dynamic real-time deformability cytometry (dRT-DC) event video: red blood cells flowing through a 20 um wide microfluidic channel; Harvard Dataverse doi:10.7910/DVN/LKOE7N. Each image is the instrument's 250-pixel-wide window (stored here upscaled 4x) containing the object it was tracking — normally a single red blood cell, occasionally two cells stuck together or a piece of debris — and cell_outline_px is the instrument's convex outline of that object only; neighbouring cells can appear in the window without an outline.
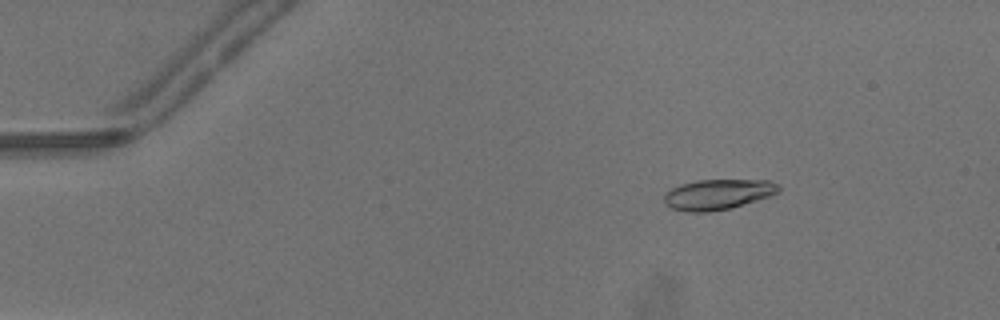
{"species": "common noctule bat (a hibernating species)", "species_latin": "Nyctalus noctula", "temperature_condition": "warm", "stored_images_in_passage": 37, "camera_frame_rate_fps": 3000, "um_per_image_px": 0.085, "animal": {"sex": "male", "body_mass_g": 13.3}, "frame": {"image": 1, "passage_image": 8, "time_ms": 2.333, "image_size_px": [1000, 320], "cell_outline_px": [[780, 192], [772, 196], [728, 208], [708, 212], [684, 212], [672, 208], [664, 204], [664, 196], [672, 188], [680, 184], [696, 180], [768, 180], [780, 184]], "centroid_in_image_um": [61.04, 16.52], "position_along_channel_um": 24.0, "area_um2": 20.35}}
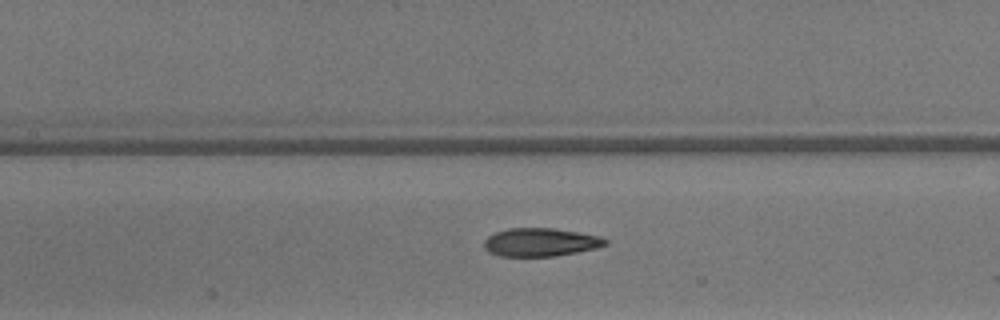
{"frame": {"image": 2, "passage_image": 24, "time_ms": 7.667, "image_size_px": [1000, 320], "cell_outline_px": [[608, 244], [596, 248], [556, 256], [500, 256], [488, 252], [484, 248], [484, 240], [488, 236], [496, 232], [508, 228], [552, 228], [580, 232], [600, 236], [608, 240]], "centroid_in_image_um": [45.94, 20.58], "position_along_channel_um": 161.5, "area_um2": 20.06}}
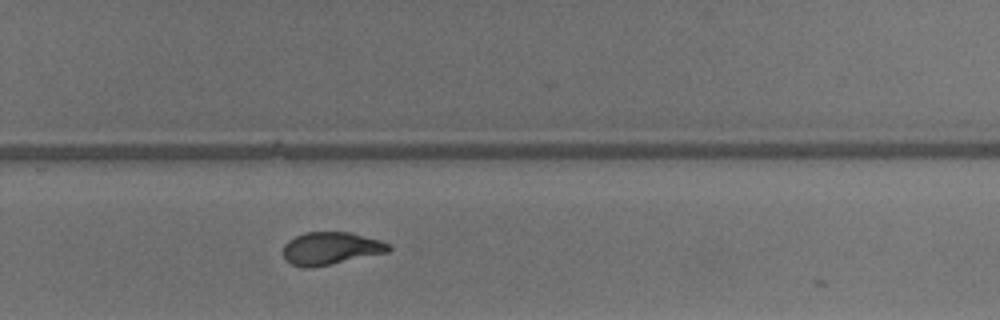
{"frame": {"image": 3, "passage_image": 34, "time_ms": 11.0, "image_size_px": [1000, 320], "cell_outline_px": [[392, 248], [388, 252], [312, 268], [304, 268], [292, 264], [284, 260], [284, 244], [288, 240], [304, 232], [348, 232], [380, 240], [392, 244]], "centroid_in_image_um": [28.11, 21.11], "position_along_channel_um": 301.7, "area_um2": 20.11}}